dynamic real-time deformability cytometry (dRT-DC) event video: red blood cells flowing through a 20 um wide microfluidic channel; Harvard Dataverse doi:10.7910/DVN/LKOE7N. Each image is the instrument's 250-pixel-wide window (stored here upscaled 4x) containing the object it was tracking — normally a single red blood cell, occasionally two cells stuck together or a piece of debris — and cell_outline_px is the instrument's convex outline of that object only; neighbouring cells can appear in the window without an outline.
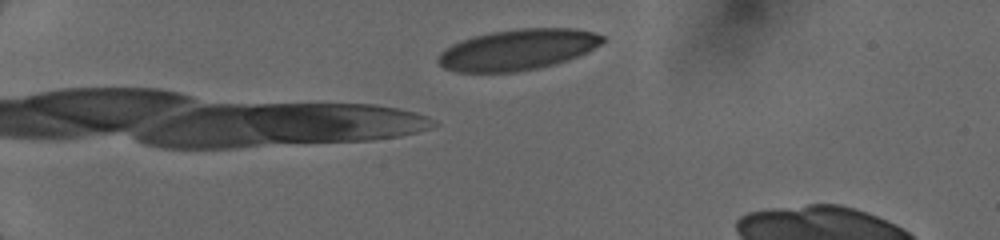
{"species": "human", "species_latin": "Homo sapiens", "temperature_condition": "cold", "stored_images_in_passage": 2, "camera_frame_rate_fps": 3000, "um_per_image_px": 0.085, "donor": {"sex": "female"}, "frame": {"image": 1, "passage_image": 2, "time_ms": 0.667, "image_size_px": [1000, 240], "cell_outline_px": [[604, 40], [600, 44], [588, 52], [568, 60], [556, 64], [516, 72], [456, 72], [444, 68], [436, 60], [440, 52], [444, 48], [460, 40], [472, 36], [492, 32], [516, 28], [576, 28], [592, 32], [604, 36]], "centroid_in_image_um": [43.98, 4.22], "position_along_channel_um": 41.0, "area_um2": 39.36}}